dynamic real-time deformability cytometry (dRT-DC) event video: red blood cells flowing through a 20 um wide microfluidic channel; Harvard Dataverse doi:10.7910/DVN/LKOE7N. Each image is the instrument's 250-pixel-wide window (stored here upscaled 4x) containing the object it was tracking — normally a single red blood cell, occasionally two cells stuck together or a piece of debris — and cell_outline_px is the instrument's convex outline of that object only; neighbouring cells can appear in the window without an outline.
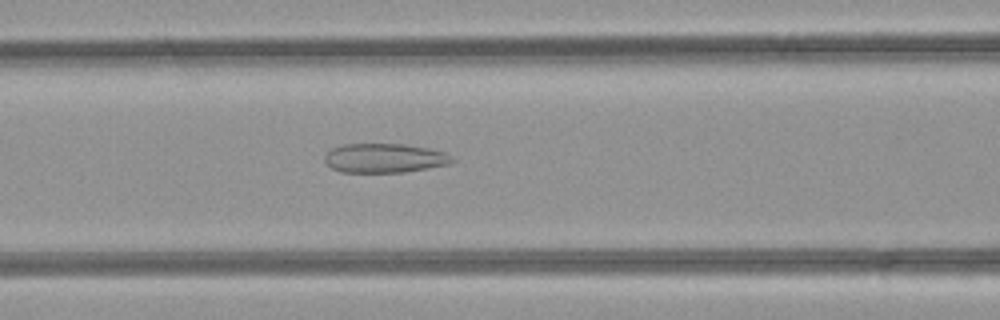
{"species": "common noctule bat (a hibernating species)", "species_latin": "Nyctalus noctula", "temperature_condition": "room temperature", "stored_images_in_passage": 27, "camera_frame_rate_fps": 3000, "um_per_image_px": 0.085, "animal": {"sex": "female", "body_mass_g": 21.9}, "frame": {"image": 1, "passage_image": 6, "time_ms": 1.667, "image_size_px": [1000, 320], "cell_outline_px": [[456, 160], [448, 164], [404, 172], [340, 172], [332, 168], [324, 160], [324, 156], [332, 148], [344, 144], [404, 144], [428, 148], [444, 152]], "centroid_in_image_um": [32.66, 13.43], "position_along_channel_um": 133.9, "area_um2": 21.56}}
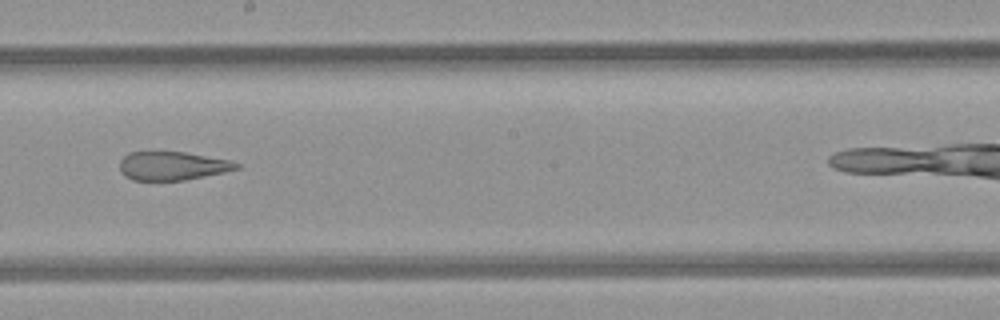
{"frame": {"image": 2, "passage_image": 13, "time_ms": 4.0, "image_size_px": [1000, 320], "cell_outline_px": [[240, 168], [224, 172], [184, 180], [132, 180], [124, 176], [120, 172], [120, 160], [128, 152], [184, 152], [232, 160], [240, 164]], "centroid_in_image_um": [14.65, 14.1], "position_along_channel_um": 233.6, "area_um2": 19.48}}
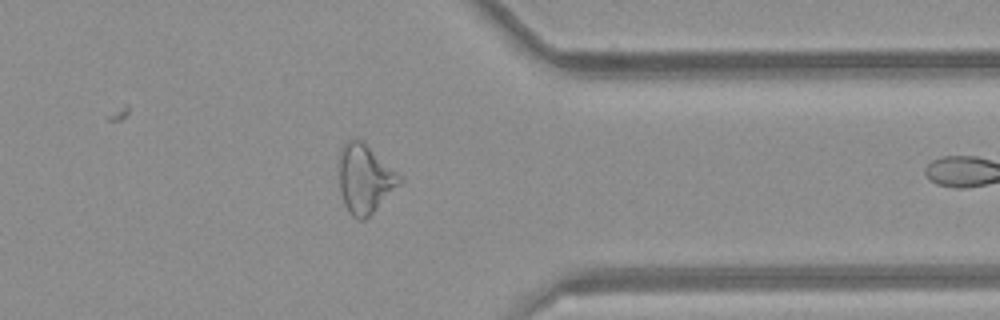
{"frame": {"image": 3, "passage_image": 24, "time_ms": 7.667, "image_size_px": [1000, 320], "cell_outline_px": [[404, 180], [364, 220], [356, 220], [348, 212], [344, 204], [340, 192], [340, 148], [352, 136], [360, 140], [396, 172]], "centroid_in_image_um": [30.98, 15.22], "position_along_channel_um": 380.4, "area_um2": 23.7}, "authors_computed_cell_mechanics": {"area_um2": 21.5594, "velocity_mm_per_s": 4.2707, "shape_relaxation_time_tau1_ms": null, "shape_relaxation_time_tau2_ms": 2.1225, "deformation_change_tau1": null, "deformation_change_tau2": 0.1152}}